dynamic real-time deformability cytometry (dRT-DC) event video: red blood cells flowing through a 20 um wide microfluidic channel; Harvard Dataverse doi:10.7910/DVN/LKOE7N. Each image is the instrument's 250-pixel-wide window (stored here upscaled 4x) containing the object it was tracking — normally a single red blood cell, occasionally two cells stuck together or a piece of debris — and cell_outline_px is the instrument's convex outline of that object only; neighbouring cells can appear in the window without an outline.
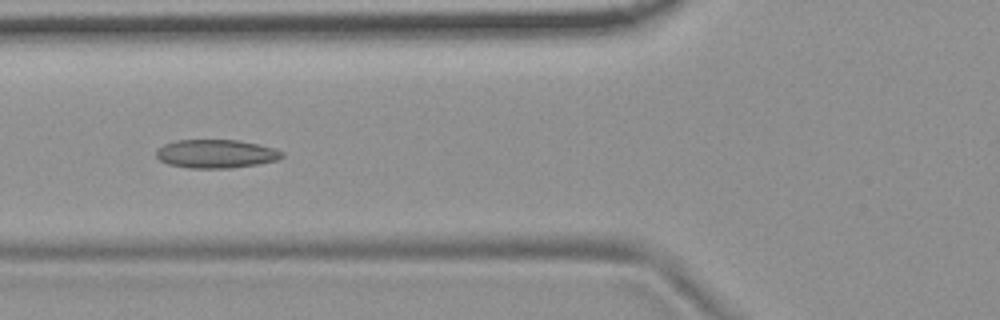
{"species": "common noctule bat (a hibernating species)", "species_latin": "Nyctalus noctula", "temperature_condition": "room temperature", "stored_images_in_passage": 55, "camera_frame_rate_fps": 3000, "um_per_image_px": 0.085, "animal": {"sex": "female", "body_mass_g": 19.9}, "frame": {"image": 1, "passage_image": 21, "time_ms": 6.667, "image_size_px": [1000, 320], "cell_outline_px": [[284, 156], [276, 160], [256, 164], [232, 168], [188, 168], [168, 164], [160, 160], [156, 156], [156, 148], [164, 144], [176, 140], [236, 140], [260, 144], [284, 152]], "centroid_in_image_um": [18.33, 13.07], "position_along_channel_um": 107.5, "area_um2": 20.92}}
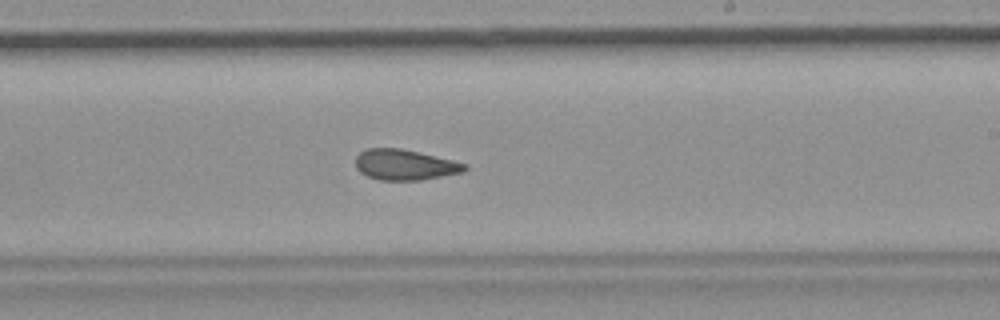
{"frame": {"image": 2, "passage_image": 33, "time_ms": 10.667, "image_size_px": [1000, 320], "cell_outline_px": [[468, 168], [464, 172], [420, 180], [380, 180], [368, 176], [360, 172], [356, 168], [356, 156], [360, 152], [368, 148], [400, 148], [452, 160], [468, 164]], "centroid_in_image_um": [34.41, 14.01], "position_along_channel_um": 254.6, "area_um2": 19.36}}
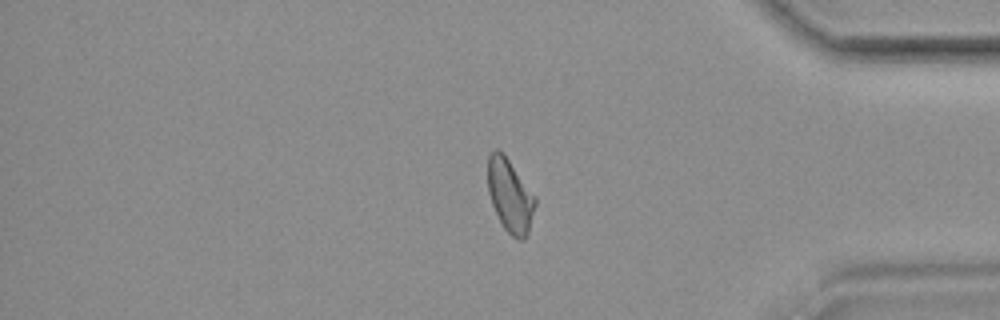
{"frame": {"image": 3, "passage_image": 46, "time_ms": 15.0, "image_size_px": [1000, 320], "cell_outline_px": [[536, 204], [528, 232], [524, 240], [520, 240], [512, 236], [504, 228], [492, 204], [488, 192], [488, 156], [496, 148], [500, 148], [504, 152], [536, 196]], "centroid_in_image_um": [43.36, 16.58], "position_along_channel_um": 391.8, "area_um2": 20.35}, "authors_computed_cell_mechanics": {"area_um2": 20.6346, "velocity_mm_per_s": 3.6857, "shape_relaxation_time_tau1_ms": null, "shape_relaxation_time_tau2_ms": 2.4189, "deformation_change_tau1": null, "deformation_change_tau2": 0.0679}}